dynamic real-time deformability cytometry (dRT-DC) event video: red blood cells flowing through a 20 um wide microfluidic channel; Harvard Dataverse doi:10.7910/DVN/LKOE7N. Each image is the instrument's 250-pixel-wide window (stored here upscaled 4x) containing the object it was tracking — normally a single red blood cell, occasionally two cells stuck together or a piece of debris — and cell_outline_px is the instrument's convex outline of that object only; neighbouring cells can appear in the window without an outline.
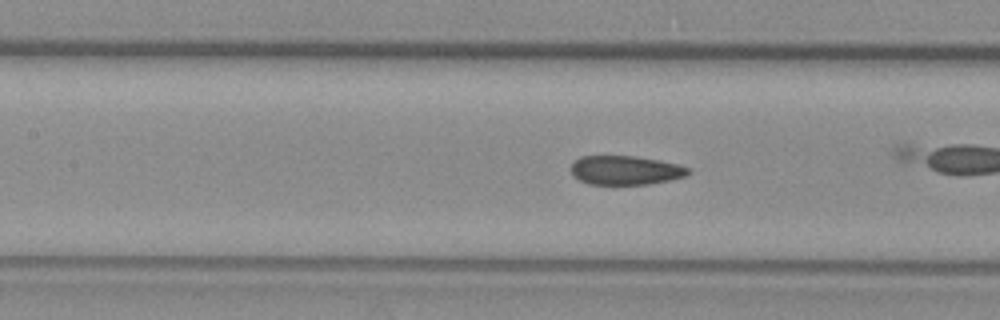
{"species": "common noctule bat (a hibernating species)", "species_latin": "Nyctalus noctula", "temperature_condition": "warm", "stored_images_in_passage": 46, "camera_frame_rate_fps": 3000, "um_per_image_px": 0.085, "animal": {"sex": "female", "body_mass_g": 29.2, "forearm_length_mm": 56.3}, "frame": {"image": 1, "passage_image": 24, "time_ms": 7.667, "image_size_px": [1000, 320], "cell_outline_px": [[692, 172], [684, 176], [668, 180], [648, 184], [588, 184], [572, 176], [572, 164], [580, 156], [632, 156], [656, 160], [676, 164], [688, 168]], "centroid_in_image_um": [53.12, 14.47], "position_along_channel_um": 154.3, "area_um2": 19.54}, "authors_computed_cell_mechanics": {"area_um2": 20.8658, "velocity_mm_per_s": 3.7689, "shape_relaxation_time_tau1_ms": null, "shape_relaxation_time_tau2_ms": 1.1079, "deformation_change_tau1": null, "deformation_change_tau2": 0.0502}}